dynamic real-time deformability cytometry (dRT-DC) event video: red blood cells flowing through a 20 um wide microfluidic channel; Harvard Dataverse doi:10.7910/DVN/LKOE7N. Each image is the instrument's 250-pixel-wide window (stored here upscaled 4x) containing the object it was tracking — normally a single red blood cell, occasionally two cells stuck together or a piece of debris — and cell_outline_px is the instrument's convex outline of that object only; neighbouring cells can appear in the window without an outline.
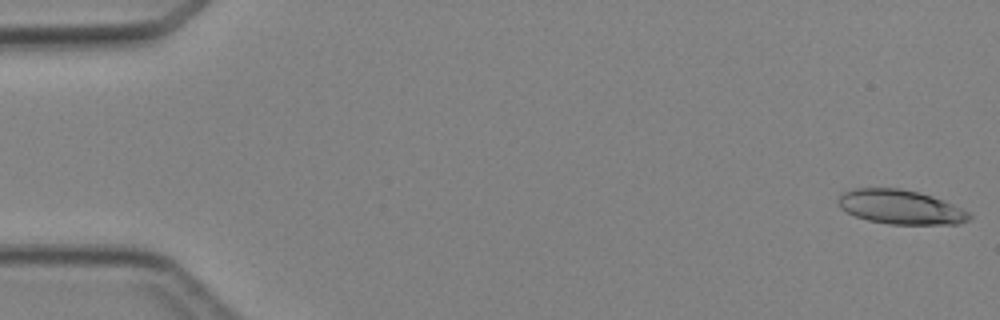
{"species": "Egyptian fruit bat (a non-hibernating species)", "species_latin": "Rousettus aegyptiacus", "temperature_condition": "cold", "stored_images_in_passage": 4, "camera_frame_rate_fps": 3000, "um_per_image_px": 0.085, "animal": {"sex": "female"}, "frame": {"image": 1, "passage_image": 1, "time_ms": 0.0, "image_size_px": [1000, 320], "cell_outline_px": [[972, 216], [968, 220], [960, 224], [888, 224], [868, 220], [856, 216], [840, 208], [836, 200], [844, 192], [856, 188], [896, 188], [916, 192], [932, 196], [952, 204], [968, 212]], "centroid_in_image_um": [76.53, 17.6], "position_along_channel_um": 8.5, "area_um2": 25.89}}
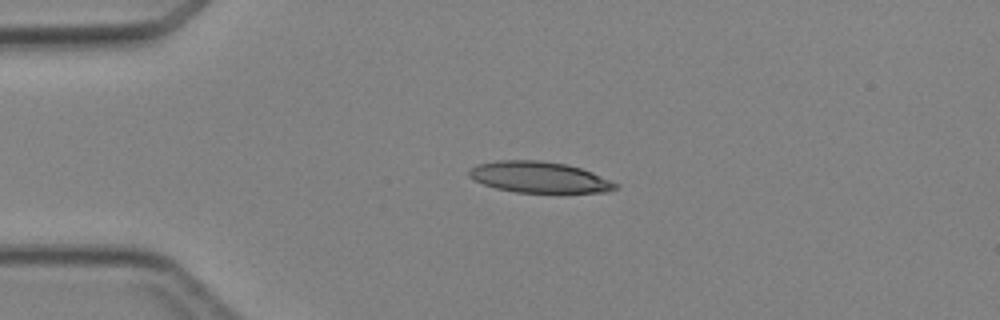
{"frame": {"image": 2, "passage_image": 4, "time_ms": 3.333, "image_size_px": [1000, 320], "cell_outline_px": [[620, 188], [608, 192], [516, 192], [496, 188], [472, 180], [468, 176], [468, 168], [476, 164], [496, 160], [540, 160], [564, 164], [580, 168], [592, 172], [620, 184]], "centroid_in_image_um": [45.81, 15.06], "position_along_channel_um": 39.2, "area_um2": 26.7}}